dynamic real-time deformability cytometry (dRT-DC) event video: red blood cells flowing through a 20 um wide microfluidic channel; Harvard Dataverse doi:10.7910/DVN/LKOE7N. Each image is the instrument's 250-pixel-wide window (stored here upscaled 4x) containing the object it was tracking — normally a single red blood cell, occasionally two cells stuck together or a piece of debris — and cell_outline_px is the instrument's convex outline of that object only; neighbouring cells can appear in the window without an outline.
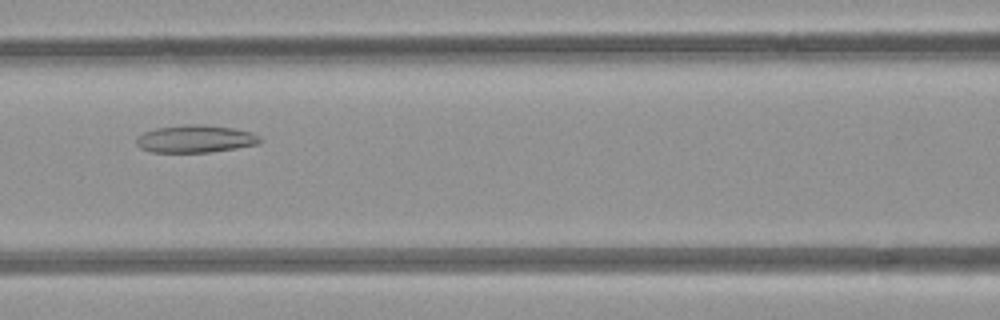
{"species": "common noctule bat (a hibernating species)", "species_latin": "Nyctalus noctula", "temperature_condition": "room temperature", "stored_images_in_passage": 6, "camera_frame_rate_fps": 3000, "um_per_image_px": 0.085, "animal": {"sex": "female", "body_mass_g": 21.9}, "frame": {"image": 1, "passage_image": 6, "time_ms": 6.333, "image_size_px": [1000, 320], "cell_outline_px": [[264, 140], [260, 144], [236, 148], [208, 152], [152, 152], [140, 148], [136, 144], [136, 136], [144, 132], [156, 128], [184, 124], [200, 124], [232, 128], [252, 132], [260, 136]], "centroid_in_image_um": [16.62, 11.8], "position_along_channel_um": 150.0, "area_um2": 20.0}}